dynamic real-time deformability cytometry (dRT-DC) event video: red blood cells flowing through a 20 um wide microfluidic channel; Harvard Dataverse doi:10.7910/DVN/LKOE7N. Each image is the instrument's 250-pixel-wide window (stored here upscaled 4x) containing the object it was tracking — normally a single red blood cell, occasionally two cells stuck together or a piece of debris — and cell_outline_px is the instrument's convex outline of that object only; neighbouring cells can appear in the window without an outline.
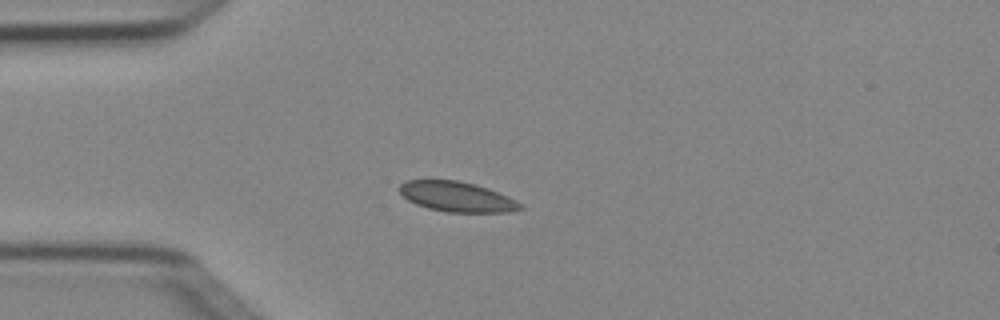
{"species": "Egyptian fruit bat (a non-hibernating species)", "species_latin": "Rousettus aegyptiacus", "temperature_condition": "cold", "stored_images_in_passage": 1, "camera_frame_rate_fps": 3000, "um_per_image_px": 0.085, "animal": {"sex": "female"}, "frame": {"image": 1, "passage_image": 1, "time_ms": 0.0, "image_size_px": [1000, 320], "cell_outline_px": [[524, 208], [508, 212], [448, 212], [428, 208], [416, 204], [408, 200], [396, 188], [400, 184], [408, 180], [456, 180], [476, 184], [488, 188], [508, 196], [524, 204]], "centroid_in_image_um": [38.85, 16.72], "position_along_channel_um": 46.1, "area_um2": 21.27}}